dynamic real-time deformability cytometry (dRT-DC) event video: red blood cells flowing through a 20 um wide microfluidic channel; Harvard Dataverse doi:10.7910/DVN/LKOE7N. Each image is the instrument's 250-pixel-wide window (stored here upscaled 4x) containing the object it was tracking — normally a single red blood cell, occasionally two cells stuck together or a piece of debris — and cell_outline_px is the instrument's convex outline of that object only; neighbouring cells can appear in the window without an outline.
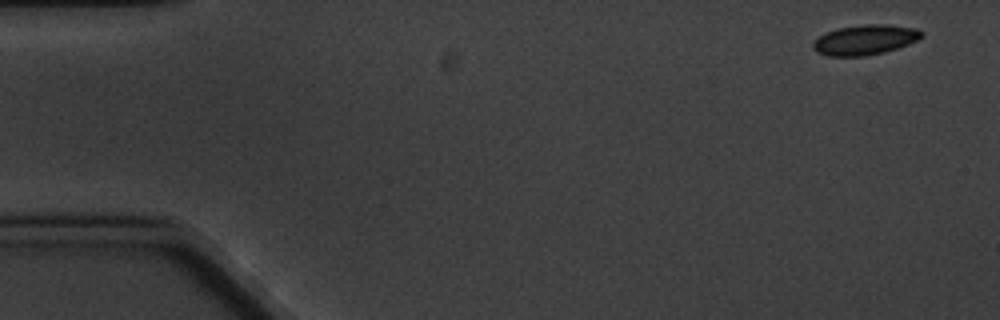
{"species": "common noctule bat (a hibernating species)", "species_latin": "Nyctalus noctula", "temperature_condition": "cold", "stored_images_in_passage": 10, "camera_frame_rate_fps": 3000, "um_per_image_px": 0.085, "animal": {"sex": "male", "body_mass_g": 20.1, "forearm_length_mm": 53.5}, "frame": {"image": 1, "passage_image": 1, "time_ms": 0.0, "image_size_px": [1000, 320], "cell_outline_px": [[924, 36], [908, 44], [884, 52], [864, 56], [828, 56], [816, 52], [812, 48], [812, 44], [820, 36], [836, 28], [868, 24], [884, 24], [916, 28], [924, 32]], "centroid_in_image_um": [73.53, 3.38], "position_along_channel_um": 11.5, "area_um2": 18.9}}
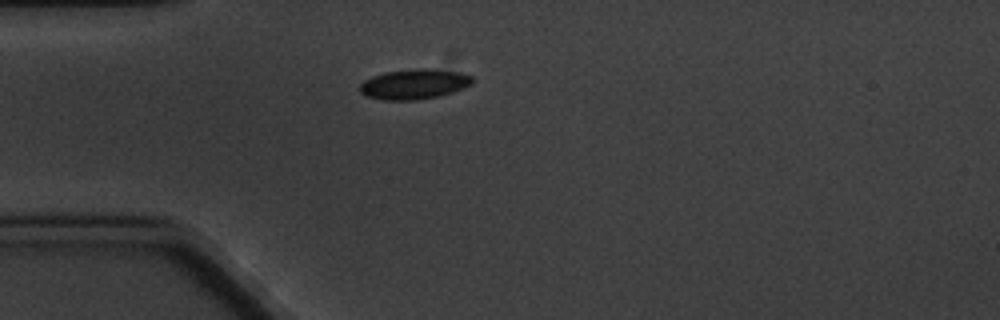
{"frame": {"image": 2, "passage_image": 4, "time_ms": 4.333, "image_size_px": [1000, 320], "cell_outline_px": [[472, 84], [464, 88], [452, 92], [436, 96], [416, 100], [384, 100], [364, 96], [360, 92], [360, 84], [364, 80], [372, 76], [384, 72], [420, 68], [432, 68], [460, 72], [472, 76]], "centroid_in_image_um": [35.19, 7.14], "position_along_channel_um": 49.8, "area_um2": 19.83}}
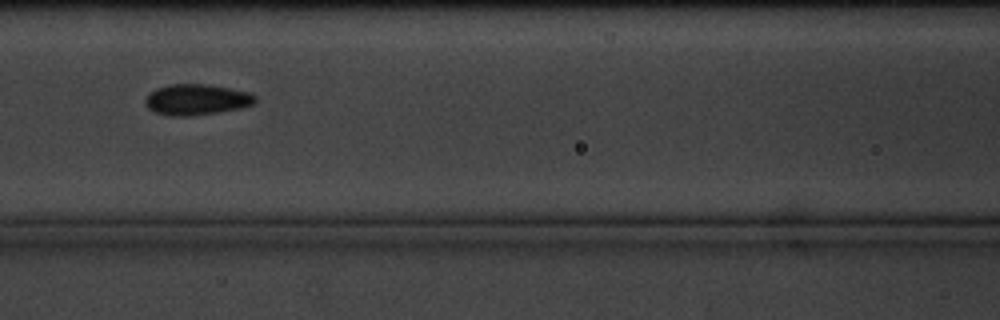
{"frame": {"image": 3, "passage_image": 7, "time_ms": 7.667, "image_size_px": [1000, 320], "cell_outline_px": [[256, 100], [252, 104], [240, 108], [192, 116], [168, 116], [152, 112], [144, 104], [144, 100], [156, 88], [168, 84], [208, 84], [248, 92], [256, 96]], "centroid_in_image_um": [16.66, 8.47], "position_along_channel_um": 149.9, "area_um2": 19.77}}